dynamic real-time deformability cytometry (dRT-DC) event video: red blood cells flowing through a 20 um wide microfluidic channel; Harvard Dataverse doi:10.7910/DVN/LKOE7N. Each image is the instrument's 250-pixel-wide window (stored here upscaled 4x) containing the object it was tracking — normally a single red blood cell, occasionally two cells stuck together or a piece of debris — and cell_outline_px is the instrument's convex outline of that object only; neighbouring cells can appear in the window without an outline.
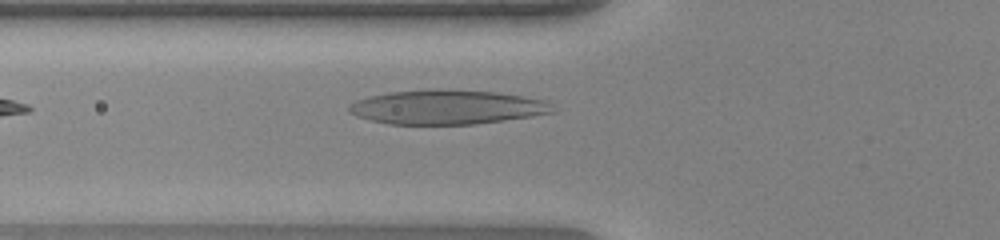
{"species": "human", "species_latin": "Homo sapiens", "temperature_condition": "warm", "stored_images_in_passage": 37, "camera_frame_rate_fps": 3000, "um_per_image_px": 0.085, "donor": {"sex": "female"}, "frame": {"image": 1, "passage_image": 5, "time_ms": 1.333, "image_size_px": [1000, 240], "cell_outline_px": [[552, 112], [532, 116], [472, 124], [388, 124], [356, 116], [348, 112], [348, 104], [356, 100], [372, 96], [392, 92], [432, 88], [448, 88], [492, 92], [520, 96], [544, 100], [548, 104]], "centroid_in_image_um": [37.89, 9.09], "position_along_channel_um": 87.9, "area_um2": 40.4}}
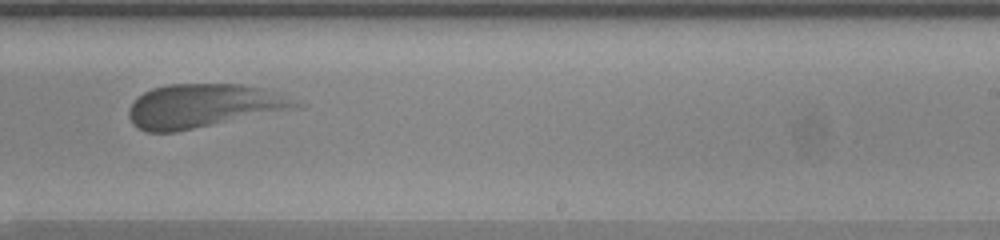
{"frame": {"image": 2, "passage_image": 19, "time_ms": 6.0, "image_size_px": [1000, 240], "cell_outline_px": [[304, 108], [176, 132], [144, 132], [136, 128], [132, 124], [128, 116], [128, 112], [132, 104], [144, 92], [152, 88], [168, 84], [244, 84], [264, 88], [276, 92], [304, 104]], "centroid_in_image_um": [17.35, 9.01], "position_along_channel_um": 271.6, "area_um2": 43.18}}
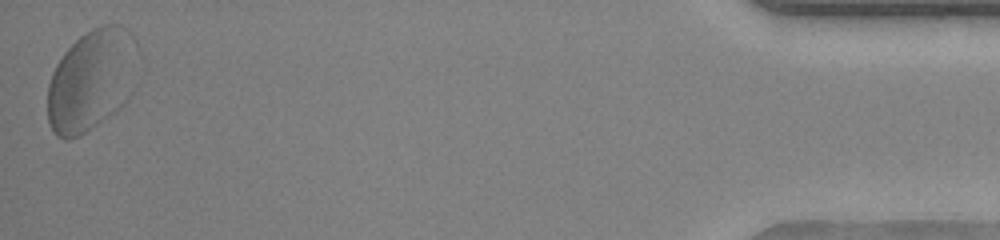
{"frame": {"image": 3, "passage_image": 37, "time_ms": 12.0, "image_size_px": [1000, 240], "cell_outline_px": [[136, 44], [132, 96], [120, 108], [80, 136], [68, 140], [64, 140], [56, 136], [52, 132], [48, 120], [48, 84], [52, 72], [56, 64], [64, 52], [80, 36], [92, 28], [104, 24], [120, 24], [128, 28], [136, 40]], "centroid_in_image_um": [7.77, 6.82], "position_along_channel_um": 427.4, "area_um2": 53.7}, "authors_computed_cell_mechanics": {"area_um2": 40.9224, "velocity_mm_per_s": 3.9478, "shape_relaxation_time_tau1_ms": 2.9849, "shape_relaxation_time_tau2_ms": null, "deformation_change_tau1": 0.1619, "deformation_change_tau2": null}}